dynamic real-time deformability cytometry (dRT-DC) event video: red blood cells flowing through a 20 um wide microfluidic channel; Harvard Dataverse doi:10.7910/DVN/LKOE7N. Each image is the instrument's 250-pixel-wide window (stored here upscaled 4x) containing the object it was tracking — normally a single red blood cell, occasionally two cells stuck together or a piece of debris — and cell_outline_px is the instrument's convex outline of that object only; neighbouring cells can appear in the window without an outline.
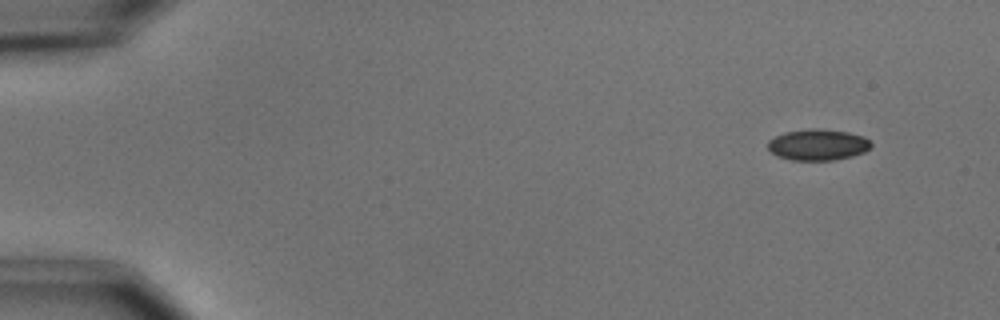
{"species": "common noctule bat (a hibernating species)", "species_latin": "Nyctalus noctula", "temperature_condition": "cold", "stored_images_in_passage": 4, "camera_frame_rate_fps": 3000, "um_per_image_px": 0.085, "animal": {"sex": "male", "body_mass_g": 15.6}, "frame": {"image": 1, "passage_image": 1, "time_ms": 0.0, "image_size_px": [1000, 320], "cell_outline_px": [[872, 144], [864, 152], [852, 156], [832, 160], [792, 160], [776, 156], [768, 148], [768, 140], [784, 132], [812, 128], [820, 128], [848, 132], [864, 136]], "centroid_in_image_um": [69.5, 12.29], "position_along_channel_um": 15.5, "area_um2": 18.73}}
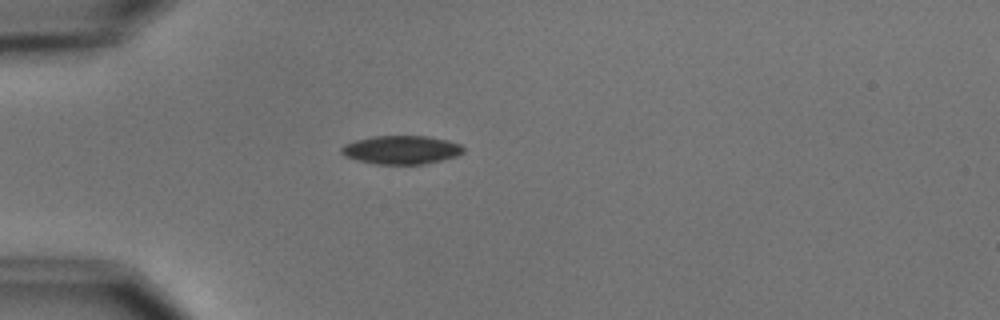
{"frame": {"image": 2, "passage_image": 4, "time_ms": 3.667, "image_size_px": [1000, 320], "cell_outline_px": [[464, 152], [456, 156], [424, 164], [376, 164], [356, 160], [344, 156], [340, 152], [340, 148], [344, 144], [356, 140], [372, 136], [428, 136], [448, 140], [460, 144], [464, 148]], "centroid_in_image_um": [34.09, 12.73], "position_along_channel_um": 50.9, "area_um2": 20.35}}